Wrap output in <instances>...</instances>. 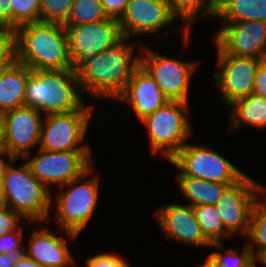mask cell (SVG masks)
Returning a JSON list of instances; mask_svg holds the SVG:
<instances>
[{"instance_id":"17","label":"cell","mask_w":266,"mask_h":267,"mask_svg":"<svg viewBox=\"0 0 266 267\" xmlns=\"http://www.w3.org/2000/svg\"><path fill=\"white\" fill-rule=\"evenodd\" d=\"M159 208L155 218L168 240L198 248L210 247L212 243L204 236L192 206L171 202Z\"/></svg>"},{"instance_id":"22","label":"cell","mask_w":266,"mask_h":267,"mask_svg":"<svg viewBox=\"0 0 266 267\" xmlns=\"http://www.w3.org/2000/svg\"><path fill=\"white\" fill-rule=\"evenodd\" d=\"M172 14L183 22L182 40L184 46L190 45V32L192 23H196L197 18H214L217 12L218 0H167ZM191 27V28H190Z\"/></svg>"},{"instance_id":"33","label":"cell","mask_w":266,"mask_h":267,"mask_svg":"<svg viewBox=\"0 0 266 267\" xmlns=\"http://www.w3.org/2000/svg\"><path fill=\"white\" fill-rule=\"evenodd\" d=\"M23 219L7 205L0 207V237L4 234L17 230L20 220Z\"/></svg>"},{"instance_id":"4","label":"cell","mask_w":266,"mask_h":267,"mask_svg":"<svg viewBox=\"0 0 266 267\" xmlns=\"http://www.w3.org/2000/svg\"><path fill=\"white\" fill-rule=\"evenodd\" d=\"M18 160L13 158L8 163L2 178L6 205L31 224H46L51 217L53 194L35 177L27 162L17 168L14 163Z\"/></svg>"},{"instance_id":"39","label":"cell","mask_w":266,"mask_h":267,"mask_svg":"<svg viewBox=\"0 0 266 267\" xmlns=\"http://www.w3.org/2000/svg\"><path fill=\"white\" fill-rule=\"evenodd\" d=\"M2 154H7V151H6L5 123L2 114H0V155Z\"/></svg>"},{"instance_id":"13","label":"cell","mask_w":266,"mask_h":267,"mask_svg":"<svg viewBox=\"0 0 266 267\" xmlns=\"http://www.w3.org/2000/svg\"><path fill=\"white\" fill-rule=\"evenodd\" d=\"M71 61L76 68L88 57L114 47L123 38L119 20L107 18L84 25H64Z\"/></svg>"},{"instance_id":"3","label":"cell","mask_w":266,"mask_h":267,"mask_svg":"<svg viewBox=\"0 0 266 267\" xmlns=\"http://www.w3.org/2000/svg\"><path fill=\"white\" fill-rule=\"evenodd\" d=\"M76 69L31 70L28 76L25 106L34 107L44 116L94 109L85 105Z\"/></svg>"},{"instance_id":"43","label":"cell","mask_w":266,"mask_h":267,"mask_svg":"<svg viewBox=\"0 0 266 267\" xmlns=\"http://www.w3.org/2000/svg\"><path fill=\"white\" fill-rule=\"evenodd\" d=\"M6 205V197L4 191L3 181L0 180V207Z\"/></svg>"},{"instance_id":"31","label":"cell","mask_w":266,"mask_h":267,"mask_svg":"<svg viewBox=\"0 0 266 267\" xmlns=\"http://www.w3.org/2000/svg\"><path fill=\"white\" fill-rule=\"evenodd\" d=\"M85 265L86 267H131L124 257L115 255L113 252L90 255Z\"/></svg>"},{"instance_id":"45","label":"cell","mask_w":266,"mask_h":267,"mask_svg":"<svg viewBox=\"0 0 266 267\" xmlns=\"http://www.w3.org/2000/svg\"><path fill=\"white\" fill-rule=\"evenodd\" d=\"M259 264H262L264 265V267H266V257L261 262H259Z\"/></svg>"},{"instance_id":"46","label":"cell","mask_w":266,"mask_h":267,"mask_svg":"<svg viewBox=\"0 0 266 267\" xmlns=\"http://www.w3.org/2000/svg\"><path fill=\"white\" fill-rule=\"evenodd\" d=\"M250 267H257V262H255L252 266Z\"/></svg>"},{"instance_id":"7","label":"cell","mask_w":266,"mask_h":267,"mask_svg":"<svg viewBox=\"0 0 266 267\" xmlns=\"http://www.w3.org/2000/svg\"><path fill=\"white\" fill-rule=\"evenodd\" d=\"M168 162L180 170L177 176L217 183L234 184L246 174L226 157L202 144L187 142Z\"/></svg>"},{"instance_id":"38","label":"cell","mask_w":266,"mask_h":267,"mask_svg":"<svg viewBox=\"0 0 266 267\" xmlns=\"http://www.w3.org/2000/svg\"><path fill=\"white\" fill-rule=\"evenodd\" d=\"M24 254L25 251H15L7 254H0V267H15Z\"/></svg>"},{"instance_id":"42","label":"cell","mask_w":266,"mask_h":267,"mask_svg":"<svg viewBox=\"0 0 266 267\" xmlns=\"http://www.w3.org/2000/svg\"><path fill=\"white\" fill-rule=\"evenodd\" d=\"M11 37V34L3 27L0 26V47Z\"/></svg>"},{"instance_id":"19","label":"cell","mask_w":266,"mask_h":267,"mask_svg":"<svg viewBox=\"0 0 266 267\" xmlns=\"http://www.w3.org/2000/svg\"><path fill=\"white\" fill-rule=\"evenodd\" d=\"M115 101L129 105L140 122L169 100L148 71L139 64L134 69L124 92Z\"/></svg>"},{"instance_id":"10","label":"cell","mask_w":266,"mask_h":267,"mask_svg":"<svg viewBox=\"0 0 266 267\" xmlns=\"http://www.w3.org/2000/svg\"><path fill=\"white\" fill-rule=\"evenodd\" d=\"M93 110L78 109L44 116L38 148L47 151L90 150L89 144L83 142Z\"/></svg>"},{"instance_id":"1","label":"cell","mask_w":266,"mask_h":267,"mask_svg":"<svg viewBox=\"0 0 266 267\" xmlns=\"http://www.w3.org/2000/svg\"><path fill=\"white\" fill-rule=\"evenodd\" d=\"M130 40L124 37L114 47L88 57L76 67L81 90L93 98L110 100L124 92L140 64V55L135 52L137 44Z\"/></svg>"},{"instance_id":"29","label":"cell","mask_w":266,"mask_h":267,"mask_svg":"<svg viewBox=\"0 0 266 267\" xmlns=\"http://www.w3.org/2000/svg\"><path fill=\"white\" fill-rule=\"evenodd\" d=\"M75 0H39L40 21L65 25Z\"/></svg>"},{"instance_id":"20","label":"cell","mask_w":266,"mask_h":267,"mask_svg":"<svg viewBox=\"0 0 266 267\" xmlns=\"http://www.w3.org/2000/svg\"><path fill=\"white\" fill-rule=\"evenodd\" d=\"M31 69L12 58L0 72V114L25 106V92Z\"/></svg>"},{"instance_id":"26","label":"cell","mask_w":266,"mask_h":267,"mask_svg":"<svg viewBox=\"0 0 266 267\" xmlns=\"http://www.w3.org/2000/svg\"><path fill=\"white\" fill-rule=\"evenodd\" d=\"M192 209L204 236L211 243H223L224 237H232L225 230L221 216L215 205H194Z\"/></svg>"},{"instance_id":"11","label":"cell","mask_w":266,"mask_h":267,"mask_svg":"<svg viewBox=\"0 0 266 267\" xmlns=\"http://www.w3.org/2000/svg\"><path fill=\"white\" fill-rule=\"evenodd\" d=\"M266 187L245 174L239 181L229 185L215 204L225 230L234 237L236 233H249L253 206ZM241 232V233H240Z\"/></svg>"},{"instance_id":"27","label":"cell","mask_w":266,"mask_h":267,"mask_svg":"<svg viewBox=\"0 0 266 267\" xmlns=\"http://www.w3.org/2000/svg\"><path fill=\"white\" fill-rule=\"evenodd\" d=\"M242 253H238V250L232 248L223 247L222 243H212L209 249L216 251L211 252L208 256L219 266V267H250L256 261L252 255L251 248L247 243H244ZM218 248V251H217ZM224 250L221 252L220 250Z\"/></svg>"},{"instance_id":"44","label":"cell","mask_w":266,"mask_h":267,"mask_svg":"<svg viewBox=\"0 0 266 267\" xmlns=\"http://www.w3.org/2000/svg\"><path fill=\"white\" fill-rule=\"evenodd\" d=\"M197 267H219L209 256L207 257L206 261L198 265Z\"/></svg>"},{"instance_id":"35","label":"cell","mask_w":266,"mask_h":267,"mask_svg":"<svg viewBox=\"0 0 266 267\" xmlns=\"http://www.w3.org/2000/svg\"><path fill=\"white\" fill-rule=\"evenodd\" d=\"M252 93L266 98V60H263L258 65L254 77Z\"/></svg>"},{"instance_id":"12","label":"cell","mask_w":266,"mask_h":267,"mask_svg":"<svg viewBox=\"0 0 266 267\" xmlns=\"http://www.w3.org/2000/svg\"><path fill=\"white\" fill-rule=\"evenodd\" d=\"M214 44L219 70L213 75V81L218 93L229 107L235 101L252 94L256 70L263 60L230 55Z\"/></svg>"},{"instance_id":"40","label":"cell","mask_w":266,"mask_h":267,"mask_svg":"<svg viewBox=\"0 0 266 267\" xmlns=\"http://www.w3.org/2000/svg\"><path fill=\"white\" fill-rule=\"evenodd\" d=\"M15 267H44L24 254Z\"/></svg>"},{"instance_id":"25","label":"cell","mask_w":266,"mask_h":267,"mask_svg":"<svg viewBox=\"0 0 266 267\" xmlns=\"http://www.w3.org/2000/svg\"><path fill=\"white\" fill-rule=\"evenodd\" d=\"M263 195L266 197V188L259 194L253 206L249 233L246 237V243L251 248L256 262H261L266 257V198Z\"/></svg>"},{"instance_id":"23","label":"cell","mask_w":266,"mask_h":267,"mask_svg":"<svg viewBox=\"0 0 266 267\" xmlns=\"http://www.w3.org/2000/svg\"><path fill=\"white\" fill-rule=\"evenodd\" d=\"M177 187L190 206L215 205L224 190L231 184L206 181L190 176H176Z\"/></svg>"},{"instance_id":"28","label":"cell","mask_w":266,"mask_h":267,"mask_svg":"<svg viewBox=\"0 0 266 267\" xmlns=\"http://www.w3.org/2000/svg\"><path fill=\"white\" fill-rule=\"evenodd\" d=\"M107 18L101 0H75L72 13L65 25L92 24Z\"/></svg>"},{"instance_id":"36","label":"cell","mask_w":266,"mask_h":267,"mask_svg":"<svg viewBox=\"0 0 266 267\" xmlns=\"http://www.w3.org/2000/svg\"><path fill=\"white\" fill-rule=\"evenodd\" d=\"M0 25L13 32V9L10 0H0Z\"/></svg>"},{"instance_id":"5","label":"cell","mask_w":266,"mask_h":267,"mask_svg":"<svg viewBox=\"0 0 266 267\" xmlns=\"http://www.w3.org/2000/svg\"><path fill=\"white\" fill-rule=\"evenodd\" d=\"M93 165L80 177L73 179L57 190L55 204V219L62 232L69 231L79 235L87 226L96 210L99 197V180L91 176ZM87 177H89L87 179ZM93 177V178H92ZM84 180V181H83Z\"/></svg>"},{"instance_id":"6","label":"cell","mask_w":266,"mask_h":267,"mask_svg":"<svg viewBox=\"0 0 266 267\" xmlns=\"http://www.w3.org/2000/svg\"><path fill=\"white\" fill-rule=\"evenodd\" d=\"M189 104L168 101L140 122L148 130L149 144L153 155L160 154L169 161L192 136V124L186 113Z\"/></svg>"},{"instance_id":"24","label":"cell","mask_w":266,"mask_h":267,"mask_svg":"<svg viewBox=\"0 0 266 267\" xmlns=\"http://www.w3.org/2000/svg\"><path fill=\"white\" fill-rule=\"evenodd\" d=\"M215 18L223 22H266V0H218Z\"/></svg>"},{"instance_id":"18","label":"cell","mask_w":266,"mask_h":267,"mask_svg":"<svg viewBox=\"0 0 266 267\" xmlns=\"http://www.w3.org/2000/svg\"><path fill=\"white\" fill-rule=\"evenodd\" d=\"M41 228L32 232L28 246L24 247L25 254L44 267H71L75 260L70 253L67 239L72 241L78 235L65 231L66 237L63 238L59 234L51 233L47 227Z\"/></svg>"},{"instance_id":"41","label":"cell","mask_w":266,"mask_h":267,"mask_svg":"<svg viewBox=\"0 0 266 267\" xmlns=\"http://www.w3.org/2000/svg\"><path fill=\"white\" fill-rule=\"evenodd\" d=\"M8 157V161H5L4 157ZM13 158L10 157L8 154H2L0 155V180H2L3 176H4V172L6 169V166L8 165V163L12 160Z\"/></svg>"},{"instance_id":"8","label":"cell","mask_w":266,"mask_h":267,"mask_svg":"<svg viewBox=\"0 0 266 267\" xmlns=\"http://www.w3.org/2000/svg\"><path fill=\"white\" fill-rule=\"evenodd\" d=\"M36 155H27V163L35 177L49 190L80 177L92 166L91 150L47 151L38 148ZM30 157V158H29Z\"/></svg>"},{"instance_id":"15","label":"cell","mask_w":266,"mask_h":267,"mask_svg":"<svg viewBox=\"0 0 266 267\" xmlns=\"http://www.w3.org/2000/svg\"><path fill=\"white\" fill-rule=\"evenodd\" d=\"M5 123L6 151L14 159L31 155L40 144L43 114L34 107L22 106L2 114Z\"/></svg>"},{"instance_id":"37","label":"cell","mask_w":266,"mask_h":267,"mask_svg":"<svg viewBox=\"0 0 266 267\" xmlns=\"http://www.w3.org/2000/svg\"><path fill=\"white\" fill-rule=\"evenodd\" d=\"M13 58V43L11 37L0 47V72Z\"/></svg>"},{"instance_id":"2","label":"cell","mask_w":266,"mask_h":267,"mask_svg":"<svg viewBox=\"0 0 266 267\" xmlns=\"http://www.w3.org/2000/svg\"><path fill=\"white\" fill-rule=\"evenodd\" d=\"M13 58L31 70L76 69L69 54L64 25L33 22L17 27L11 33Z\"/></svg>"},{"instance_id":"30","label":"cell","mask_w":266,"mask_h":267,"mask_svg":"<svg viewBox=\"0 0 266 267\" xmlns=\"http://www.w3.org/2000/svg\"><path fill=\"white\" fill-rule=\"evenodd\" d=\"M13 9V31L24 24L40 21L39 0H10Z\"/></svg>"},{"instance_id":"14","label":"cell","mask_w":266,"mask_h":267,"mask_svg":"<svg viewBox=\"0 0 266 267\" xmlns=\"http://www.w3.org/2000/svg\"><path fill=\"white\" fill-rule=\"evenodd\" d=\"M215 34L213 42L225 53L266 60V22H224Z\"/></svg>"},{"instance_id":"21","label":"cell","mask_w":266,"mask_h":267,"mask_svg":"<svg viewBox=\"0 0 266 267\" xmlns=\"http://www.w3.org/2000/svg\"><path fill=\"white\" fill-rule=\"evenodd\" d=\"M230 107L232 116L228 131L248 125L256 129L266 128V98L252 93L235 101Z\"/></svg>"},{"instance_id":"34","label":"cell","mask_w":266,"mask_h":267,"mask_svg":"<svg viewBox=\"0 0 266 267\" xmlns=\"http://www.w3.org/2000/svg\"><path fill=\"white\" fill-rule=\"evenodd\" d=\"M129 0H101L108 18L120 20L126 11Z\"/></svg>"},{"instance_id":"16","label":"cell","mask_w":266,"mask_h":267,"mask_svg":"<svg viewBox=\"0 0 266 267\" xmlns=\"http://www.w3.org/2000/svg\"><path fill=\"white\" fill-rule=\"evenodd\" d=\"M177 18L172 14L167 0H129L119 20L126 38L134 35H155L170 26Z\"/></svg>"},{"instance_id":"9","label":"cell","mask_w":266,"mask_h":267,"mask_svg":"<svg viewBox=\"0 0 266 267\" xmlns=\"http://www.w3.org/2000/svg\"><path fill=\"white\" fill-rule=\"evenodd\" d=\"M140 64L148 71L169 101L189 103L191 78L196 62L180 61L161 55L153 49L139 48Z\"/></svg>"},{"instance_id":"32","label":"cell","mask_w":266,"mask_h":267,"mask_svg":"<svg viewBox=\"0 0 266 267\" xmlns=\"http://www.w3.org/2000/svg\"><path fill=\"white\" fill-rule=\"evenodd\" d=\"M23 228L4 234L0 237V254L9 252L24 251L25 245L22 242ZM23 244V245H22Z\"/></svg>"}]
</instances>
